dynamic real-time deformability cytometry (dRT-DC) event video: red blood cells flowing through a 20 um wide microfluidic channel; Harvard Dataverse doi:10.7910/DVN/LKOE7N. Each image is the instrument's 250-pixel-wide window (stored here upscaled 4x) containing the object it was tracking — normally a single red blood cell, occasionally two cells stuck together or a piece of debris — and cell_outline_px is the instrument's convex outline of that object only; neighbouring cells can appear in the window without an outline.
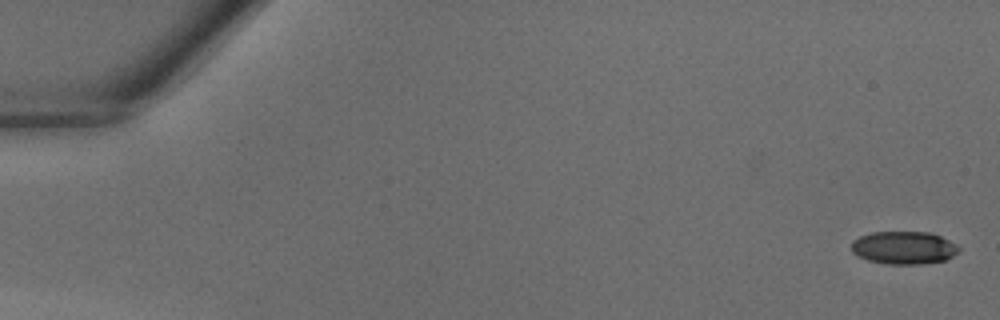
{"species": "common noctule bat (a hibernating species)", "species_latin": "Nyctalus noctula", "temperature_condition": "warm", "stored_images_in_passage": 41, "camera_frame_rate_fps": 3000, "um_per_image_px": 0.085, "animal": {"sex": "male", "body_mass_g": 18.8}, "frame": {"image": 1, "passage_image": 1, "time_ms": 0.0, "image_size_px": [1000, 320], "cell_outline_px": [[960, 252], [944, 260], [920, 264], [888, 264], [868, 260], [852, 252], [852, 240], [860, 236], [872, 232], [928, 232], [940, 236], [956, 244], [960, 248]], "centroid_in_image_um": [76.83, 21.05], "position_along_channel_um": 8.2, "area_um2": 20.46}}
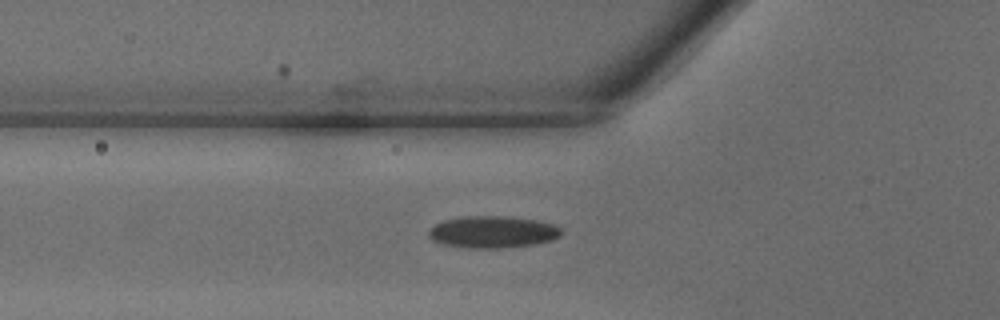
{"frame": {"image": 2, "passage_image": 15, "time_ms": 4.667, "image_size_px": [1000, 320], "cell_outline_px": [[564, 232], [560, 236], [552, 240], [536, 244], [500, 248], [464, 248], [444, 244], [432, 240], [428, 236], [428, 228], [444, 220], [464, 216], [512, 216], [536, 220], [556, 224]], "centroid_in_image_um": [41.9, 19.71], "position_along_channel_um": 83.9, "area_um2": 25.03}}
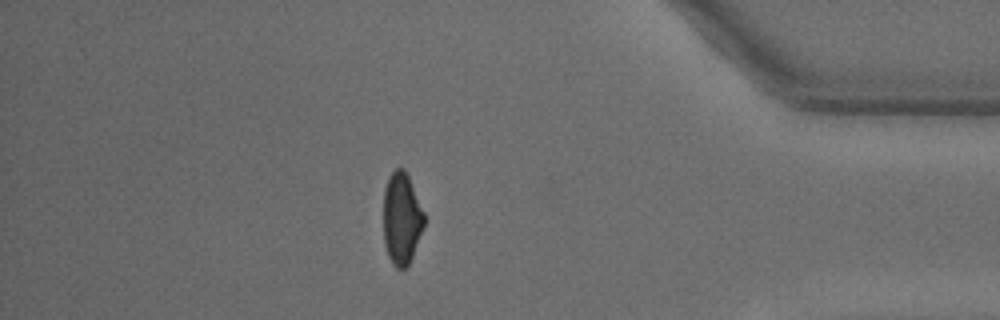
{"frame": {"image": 3, "passage_image": 36, "time_ms": 11.667, "image_size_px": [1000, 320], "cell_outline_px": [[424, 224], [412, 256], [408, 264], [404, 268], [396, 268], [392, 264], [388, 256], [384, 244], [384, 188], [388, 176], [396, 168], [404, 168], [408, 176], [424, 212]], "centroid_in_image_um": [34.12, 18.56], "position_along_channel_um": 401.1, "area_um2": 21.62}}